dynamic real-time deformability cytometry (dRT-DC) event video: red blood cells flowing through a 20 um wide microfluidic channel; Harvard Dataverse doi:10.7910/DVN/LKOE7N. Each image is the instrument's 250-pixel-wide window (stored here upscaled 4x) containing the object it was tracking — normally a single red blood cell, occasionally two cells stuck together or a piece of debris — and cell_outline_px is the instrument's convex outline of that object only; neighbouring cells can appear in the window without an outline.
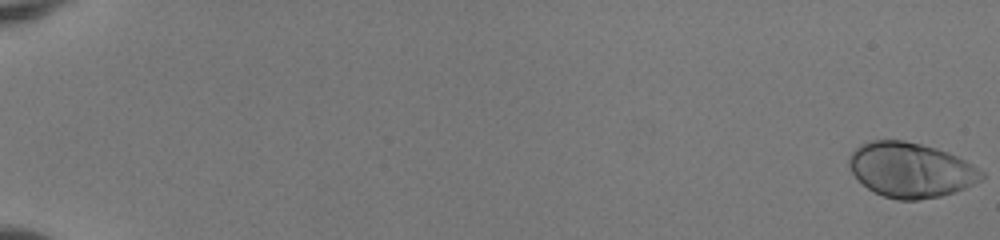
{"species": "human", "species_latin": "Homo sapiens", "temperature_condition": "room temperature", "stored_images_in_passage": 54, "camera_frame_rate_fps": 3000, "um_per_image_px": 0.085, "donor": {"sex": "female"}, "frame": {"image": 1, "passage_image": 1, "time_ms": 0.0, "image_size_px": [1000, 240], "cell_outline_px": [[984, 176], [980, 180], [964, 188], [940, 196], [916, 200], [896, 200], [884, 196], [868, 188], [848, 168], [848, 156], [860, 144], [868, 140], [904, 140], [936, 148], [948, 152], [972, 164], [984, 172]], "centroid_in_image_um": [77.38, 14.43], "position_along_channel_um": 7.6, "area_um2": 42.14}}
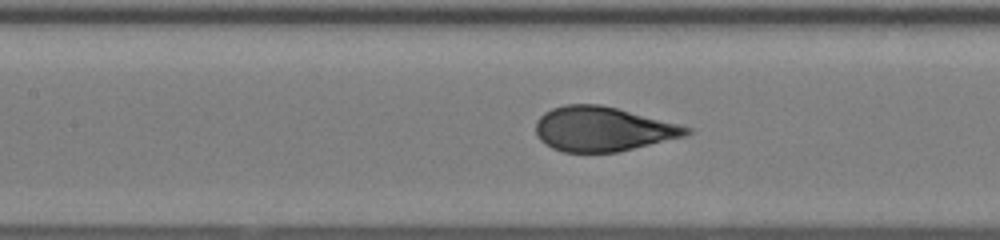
{"frame": {"image": 2, "passage_image": 28, "time_ms": 9.0, "image_size_px": [1000, 240], "cell_outline_px": [[692, 132], [684, 136], [620, 152], [564, 152], [552, 148], [544, 144], [536, 136], [536, 120], [544, 112], [552, 108], [564, 104], [600, 104], [616, 108], [692, 128]], "centroid_in_image_um": [51.18, 10.97], "position_along_channel_um": 156.2, "area_um2": 39.02}}
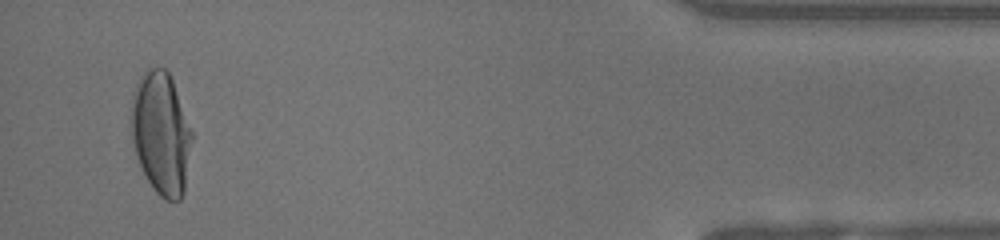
{"frame": {"image": 3, "passage_image": 52, "time_ms": 17.0, "image_size_px": [1000, 240], "cell_outline_px": [[192, 136], [184, 192], [180, 200], [164, 200], [156, 192], [144, 176], [136, 156], [128, 124], [132, 92], [140, 76], [148, 68], [164, 68], [168, 72], [172, 80], [192, 132]], "centroid_in_image_um": [13.63, 11.33], "position_along_channel_um": 421.6, "area_um2": 43.7}, "authors_computed_cell_mechanics": {"area_um2": 40.5467, "velocity_mm_per_s": 4.0372, "shape_relaxation_time_tau1_ms": 4.3716, "shape_relaxation_time_tau2_ms": null, "deformation_change_tau1": 0.2251, "deformation_change_tau2": null}}